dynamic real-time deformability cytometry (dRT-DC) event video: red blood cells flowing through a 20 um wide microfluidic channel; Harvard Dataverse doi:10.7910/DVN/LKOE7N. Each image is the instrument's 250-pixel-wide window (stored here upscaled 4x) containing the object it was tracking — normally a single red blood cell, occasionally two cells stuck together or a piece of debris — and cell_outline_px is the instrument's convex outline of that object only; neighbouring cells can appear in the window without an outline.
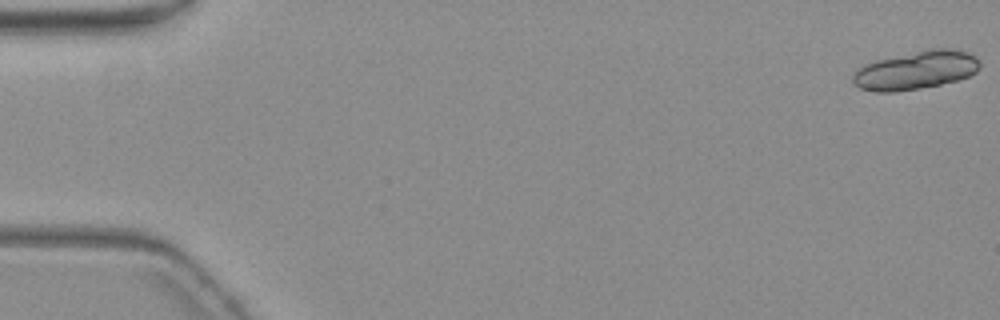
{"species": "common noctule bat (a hibernating species)", "species_latin": "Nyctalus noctula", "temperature_condition": "warm", "stored_images_in_passage": 6, "camera_frame_rate_fps": 3000, "um_per_image_px": 0.085, "animal": {"sex": "female", "body_mass_g": 19.3, "forearm_length_mm": 54.1}, "frame": {"image": 1, "passage_image": 1, "time_ms": 0.0, "image_size_px": [1000, 320], "cell_outline_px": [[980, 68], [976, 72], [968, 76], [956, 80], [940, 84], [920, 88], [896, 92], [876, 92], [860, 88], [852, 84], [852, 76], [856, 68], [864, 64], [876, 60], [928, 48], [948, 48], [968, 52], [976, 56], [980, 60]], "centroid_in_image_um": [77.82, 5.96], "position_along_channel_um": 7.2, "area_um2": 28.73}}